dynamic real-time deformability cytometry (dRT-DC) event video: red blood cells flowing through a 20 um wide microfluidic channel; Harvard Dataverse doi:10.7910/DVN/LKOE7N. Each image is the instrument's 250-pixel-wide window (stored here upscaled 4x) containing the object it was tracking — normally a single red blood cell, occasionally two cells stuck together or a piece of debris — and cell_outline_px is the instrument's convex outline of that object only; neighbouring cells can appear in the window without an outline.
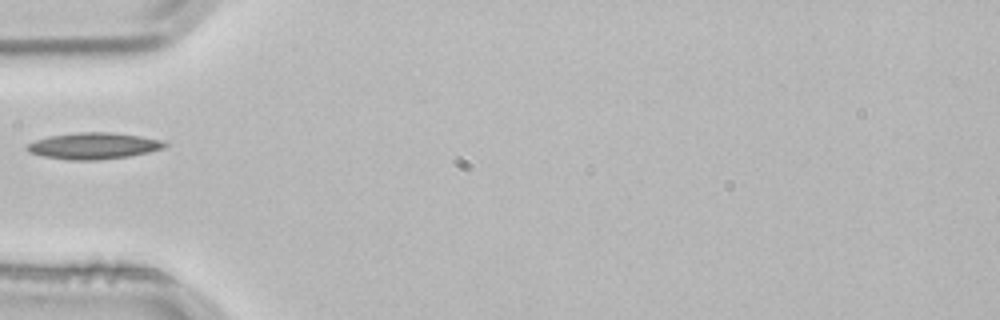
{"species": "common noctule bat (a hibernating species)", "species_latin": "Nyctalus noctula", "temperature_condition": "room temperature", "stored_images_in_passage": 1, "camera_frame_rate_fps": 3000, "um_per_image_px": 0.085, "animal": {"sex": "male", "body_mass_g": 21.5, "forearm_length_mm": 52.0}, "frame": {"image": 1, "passage_image": 1, "time_ms": 0.0, "image_size_px": [1000, 320], "cell_outline_px": [[168, 144], [164, 148], [148, 152], [128, 156], [100, 160], [68, 160], [44, 156], [32, 152], [24, 148], [24, 144], [48, 136], [76, 132], [108, 132], [140, 136], [164, 140]], "centroid_in_image_um": [7.95, 12.39], "position_along_channel_um": 77.1, "area_um2": 21.27}}